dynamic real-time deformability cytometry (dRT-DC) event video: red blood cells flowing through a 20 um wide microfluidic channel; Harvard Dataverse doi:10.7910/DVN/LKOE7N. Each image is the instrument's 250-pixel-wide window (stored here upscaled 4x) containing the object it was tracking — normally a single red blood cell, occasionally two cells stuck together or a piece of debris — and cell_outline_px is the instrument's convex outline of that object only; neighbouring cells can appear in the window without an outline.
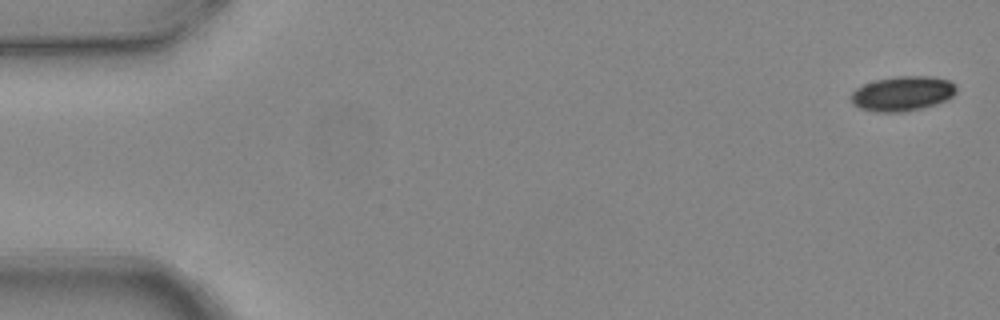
{"species": "common noctule bat (a hibernating species)", "species_latin": "Nyctalus noctula", "temperature_condition": "warm", "stored_images_in_passage": 4, "camera_frame_rate_fps": 3000, "um_per_image_px": 0.085, "animal": {"sex": "female", "body_mass_g": 24.6, "forearm_length_mm": 56.2}, "frame": {"image": 1, "passage_image": 1, "time_ms": 0.0, "image_size_px": [1000, 320], "cell_outline_px": [[956, 92], [952, 96], [936, 104], [904, 112], [876, 112], [860, 108], [852, 104], [852, 92], [856, 88], [864, 84], [876, 80], [900, 76], [928, 76], [948, 80], [956, 84]], "centroid_in_image_um": [76.71, 7.95], "position_along_channel_um": 8.3, "area_um2": 21.15}}
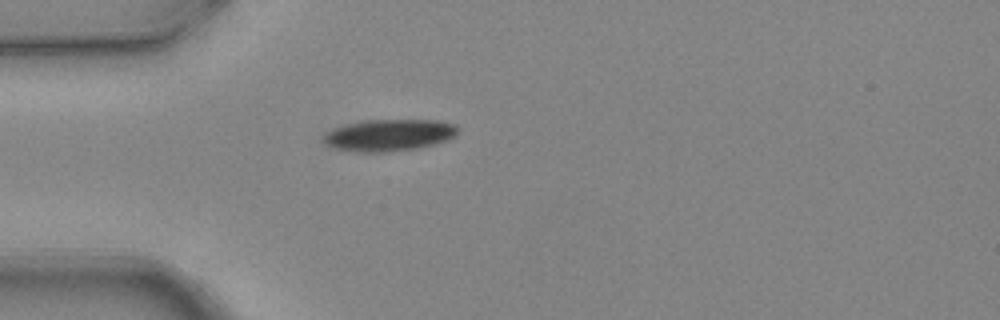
{"frame": {"image": 2, "passage_image": 4, "time_ms": 1.0, "image_size_px": [1000, 320], "cell_outline_px": [[460, 128], [448, 140], [416, 148], [384, 152], [360, 152], [332, 148], [324, 144], [324, 136], [332, 128], [348, 124], [368, 120], [436, 120], [456, 124]], "centroid_in_image_um": [33.06, 11.48], "position_along_channel_um": 51.9, "area_um2": 24.68}}